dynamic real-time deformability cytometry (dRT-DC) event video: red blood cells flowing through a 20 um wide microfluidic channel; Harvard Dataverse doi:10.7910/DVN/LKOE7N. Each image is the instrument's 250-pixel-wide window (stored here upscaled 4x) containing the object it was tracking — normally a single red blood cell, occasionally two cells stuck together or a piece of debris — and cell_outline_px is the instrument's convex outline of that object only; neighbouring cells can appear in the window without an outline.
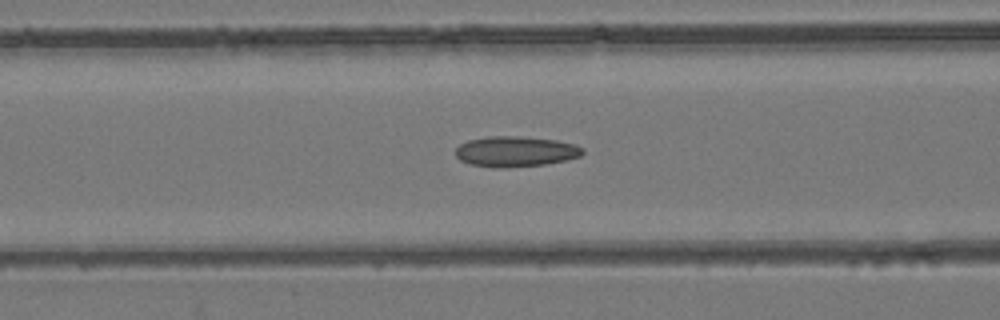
{"species": "common noctule bat (a hibernating species)", "species_latin": "Nyctalus noctula", "temperature_condition": "room temperature", "stored_images_in_passage": 37, "camera_frame_rate_fps": 3000, "um_per_image_px": 0.085, "animal": {"sex": "female", "body_mass_g": 24.6, "forearm_length_mm": 56.2}, "frame": {"image": 1, "passage_image": 16, "time_ms": 5.0, "image_size_px": [1000, 320], "cell_outline_px": [[584, 152], [580, 156], [564, 160], [544, 164], [500, 168], [496, 168], [472, 164], [460, 160], [456, 156], [456, 148], [460, 144], [468, 140], [488, 136], [516, 136], [556, 140], [572, 144], [584, 148]], "centroid_in_image_um": [43.8, 12.87], "position_along_channel_um": 122.8, "area_um2": 22.31}}
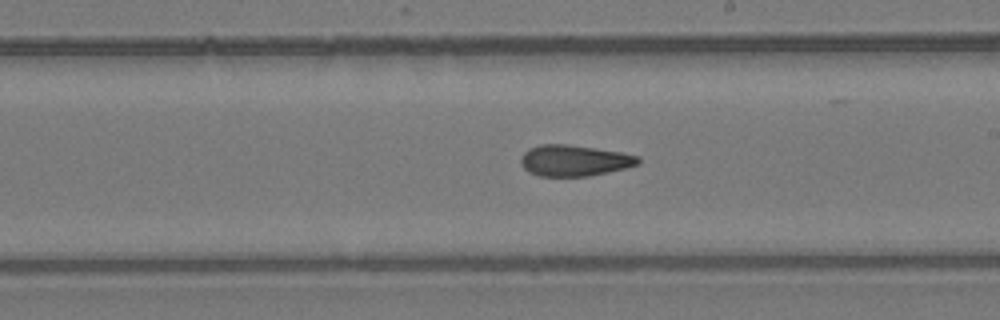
{"frame": {"image": 2, "passage_image": 25, "time_ms": 8.0, "image_size_px": [1000, 320], "cell_outline_px": [[640, 164], [608, 172], [588, 176], [540, 176], [528, 172], [524, 168], [520, 160], [524, 152], [528, 148], [540, 144], [568, 144], [620, 152], [640, 156]], "centroid_in_image_um": [48.8, 13.64], "position_along_channel_um": 240.2, "area_um2": 21.27}}
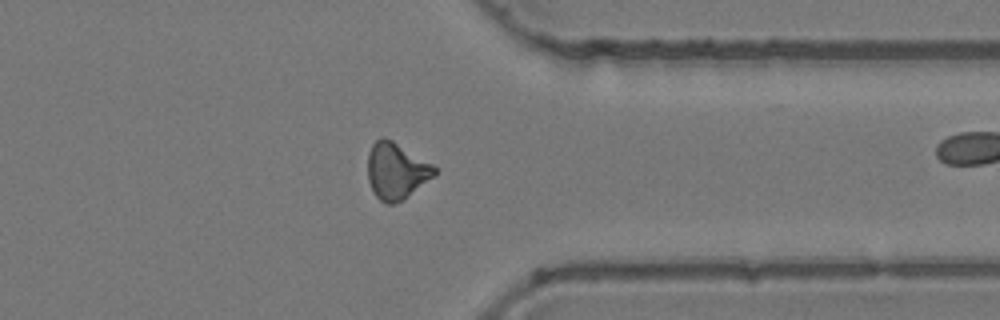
{"frame": {"image": 3, "passage_image": 36, "time_ms": 11.667, "image_size_px": [1000, 320], "cell_outline_px": [[436, 172], [432, 176], [404, 200], [392, 204], [388, 204], [380, 200], [376, 196], [368, 180], [368, 152], [372, 144], [380, 136], [384, 136], [392, 140], [432, 164], [436, 168]], "centroid_in_image_um": [33.65, 14.51], "position_along_channel_um": 377.8, "area_um2": 21.73}}